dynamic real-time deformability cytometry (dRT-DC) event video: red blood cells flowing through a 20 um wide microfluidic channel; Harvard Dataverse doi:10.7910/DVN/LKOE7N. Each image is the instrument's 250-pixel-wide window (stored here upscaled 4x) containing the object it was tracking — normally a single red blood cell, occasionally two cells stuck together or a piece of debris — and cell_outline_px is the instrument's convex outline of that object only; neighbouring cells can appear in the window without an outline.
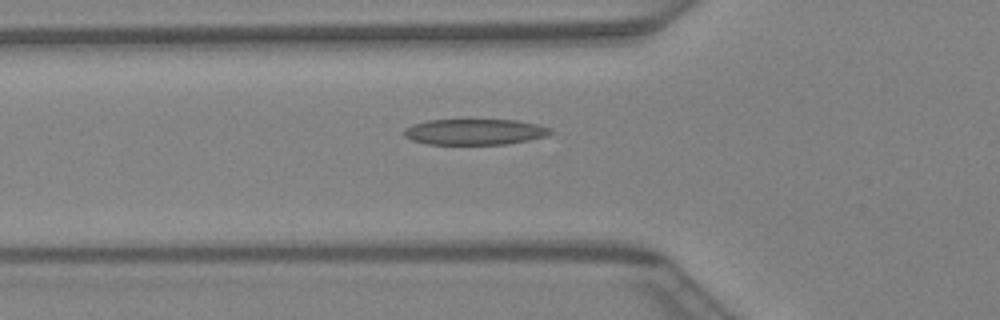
{"species": "Egyptian fruit bat (a non-hibernating species)", "species_latin": "Rousettus aegyptiacus", "temperature_condition": "warm", "stored_images_in_passage": 30, "camera_frame_rate_fps": 3000, "um_per_image_px": 0.085, "animal": {"sex": "female"}, "frame": {"image": 1, "passage_image": 3, "time_ms": 0.667, "image_size_px": [1000, 320], "cell_outline_px": [[552, 132], [544, 136], [528, 140], [508, 144], [428, 144], [412, 140], [404, 136], [404, 128], [412, 124], [428, 120], [516, 120], [536, 124], [552, 128]], "centroid_in_image_um": [40.33, 11.2], "position_along_channel_um": 85.5, "area_um2": 21.96}}
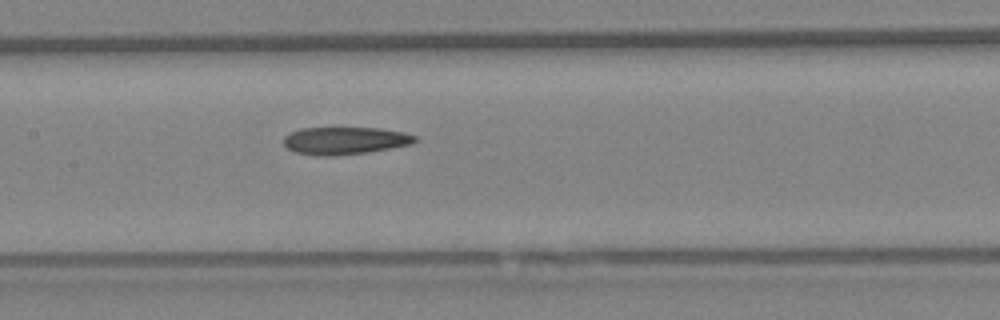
{"frame": {"image": 2, "passage_image": 9, "time_ms": 2.667, "image_size_px": [1000, 320], "cell_outline_px": [[416, 140], [412, 144], [368, 152], [328, 156], [320, 156], [296, 152], [288, 148], [284, 144], [284, 136], [300, 128], [380, 128], [404, 132], [416, 136]], "centroid_in_image_um": [29.32, 11.95], "position_along_channel_um": 178.1, "area_um2": 20.87}}
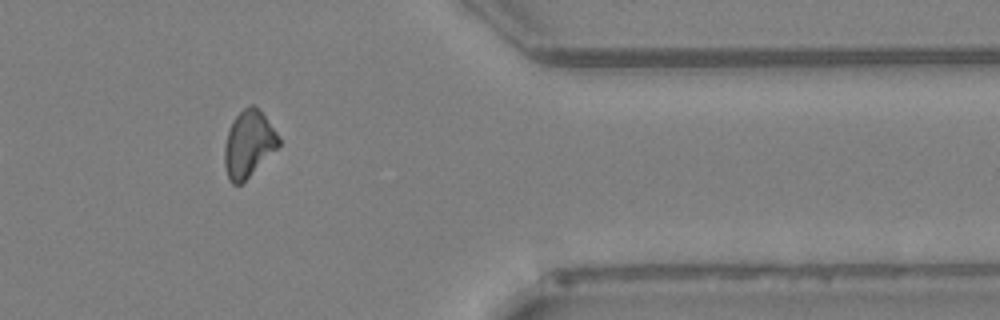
{"frame": {"image": 3, "passage_image": 24, "time_ms": 7.667, "image_size_px": [1000, 320], "cell_outline_px": [[280, 144], [240, 184], [232, 184], [228, 180], [224, 164], [224, 144], [232, 120], [248, 104], [252, 104], [264, 116], [280, 136]], "centroid_in_image_um": [21.09, 12.22], "position_along_channel_um": 390.3, "area_um2": 20.58}}